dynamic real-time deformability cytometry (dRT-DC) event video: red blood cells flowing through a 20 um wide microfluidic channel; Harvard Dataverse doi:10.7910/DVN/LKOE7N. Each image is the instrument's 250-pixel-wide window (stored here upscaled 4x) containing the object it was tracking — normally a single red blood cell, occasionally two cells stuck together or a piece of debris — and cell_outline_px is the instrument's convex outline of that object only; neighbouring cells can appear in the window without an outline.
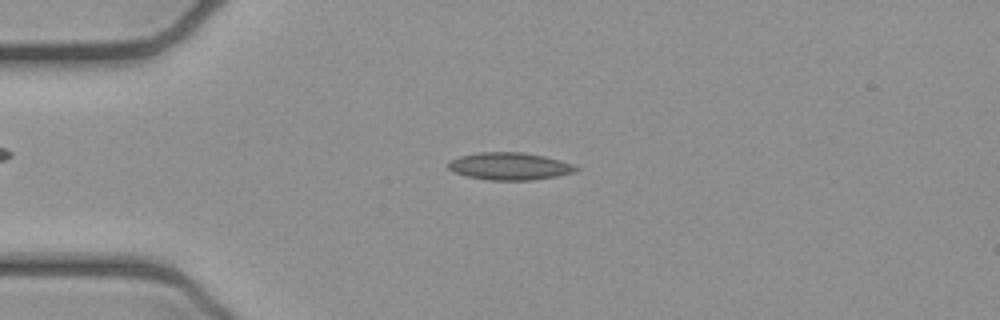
{"species": "common noctule bat (a hibernating species)", "species_latin": "Nyctalus noctula", "temperature_condition": "cold", "stored_images_in_passage": 5, "camera_frame_rate_fps": 3000, "um_per_image_px": 0.085, "animal": {"sex": "female", "body_mass_g": 21.9}, "frame": {"image": 1, "passage_image": 3, "time_ms": 0.667, "image_size_px": [1000, 320], "cell_outline_px": [[580, 168], [576, 172], [556, 176], [532, 180], [488, 180], [468, 176], [456, 172], [448, 168], [448, 160], [460, 156], [480, 152], [524, 152], [544, 156], [560, 160], [572, 164]], "centroid_in_image_um": [43.33, 14.12], "position_along_channel_um": 41.7, "area_um2": 20.35}}
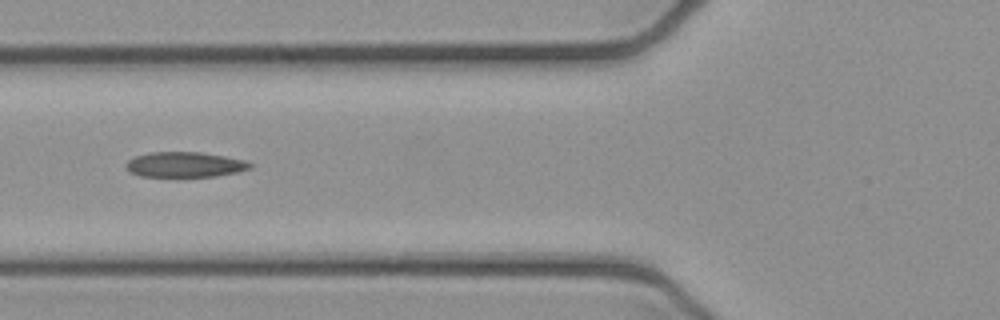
{"frame": {"image": 2, "passage_image": 5, "time_ms": 1.333, "image_size_px": [1000, 320], "cell_outline_px": [[252, 168], [240, 172], [216, 176], [140, 176], [128, 172], [124, 164], [128, 160], [136, 156], [152, 152], [200, 152], [224, 156], [244, 160], [252, 164]], "centroid_in_image_um": [15.71, 13.99], "position_along_channel_um": 110.1, "area_um2": 18.26}}